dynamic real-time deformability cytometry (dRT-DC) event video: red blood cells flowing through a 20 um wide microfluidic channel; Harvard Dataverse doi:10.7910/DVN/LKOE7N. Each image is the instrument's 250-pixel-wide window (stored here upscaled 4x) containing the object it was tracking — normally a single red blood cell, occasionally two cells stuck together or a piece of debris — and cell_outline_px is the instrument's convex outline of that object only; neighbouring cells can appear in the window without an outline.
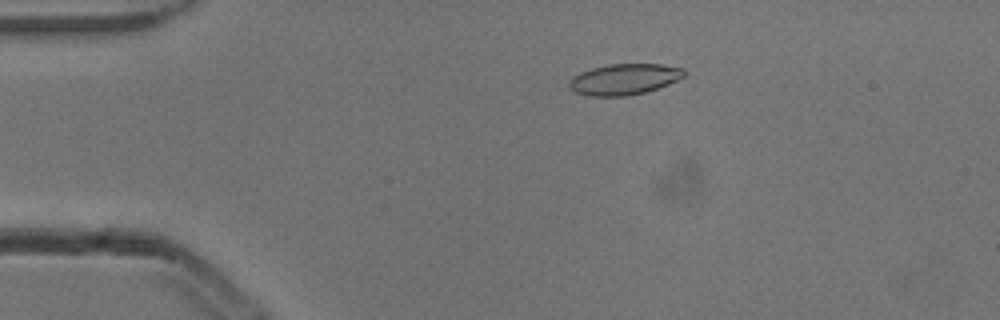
{"species": "common noctule bat (a hibernating species)", "species_latin": "Nyctalus noctula", "temperature_condition": "cold", "stored_images_in_passage": 5, "camera_frame_rate_fps": 3000, "um_per_image_px": 0.085, "animal": {"sex": "male", "body_mass_g": 13.3}, "frame": {"image": 1, "passage_image": 4, "time_ms": 1.0, "image_size_px": [1000, 320], "cell_outline_px": [[688, 72], [684, 76], [668, 84], [644, 92], [628, 96], [588, 96], [576, 92], [568, 88], [568, 80], [572, 76], [580, 72], [592, 68], [608, 64], [660, 64], [684, 68]], "centroid_in_image_um": [53.03, 6.73], "position_along_channel_um": 32.0, "area_um2": 20.87}}